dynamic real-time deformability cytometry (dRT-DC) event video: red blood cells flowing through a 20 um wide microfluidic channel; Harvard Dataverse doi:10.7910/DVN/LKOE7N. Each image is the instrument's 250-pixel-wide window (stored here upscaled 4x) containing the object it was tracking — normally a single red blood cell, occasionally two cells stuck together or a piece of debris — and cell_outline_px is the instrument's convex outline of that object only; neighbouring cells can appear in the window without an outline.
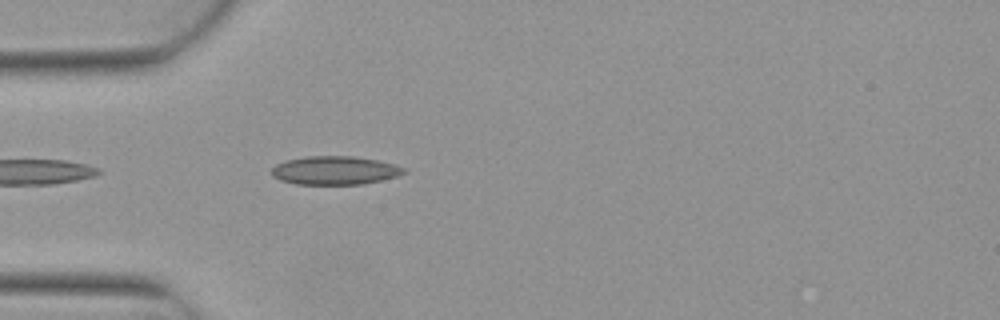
{"species": "Egyptian fruit bat (a non-hibernating species)", "species_latin": "Rousettus aegyptiacus", "temperature_condition": "warm", "stored_images_in_passage": 4, "camera_frame_rate_fps": 3000, "um_per_image_px": 0.085, "animal": {"sex": "female"}, "frame": {"image": 1, "passage_image": 4, "time_ms": 1.0, "image_size_px": [1000, 320], "cell_outline_px": [[408, 172], [400, 176], [364, 184], [296, 184], [280, 180], [272, 176], [272, 168], [276, 164], [288, 160], [304, 156], [352, 156], [376, 160], [408, 168]], "centroid_in_image_um": [28.51, 14.49], "position_along_channel_um": 56.5, "area_um2": 22.08}}